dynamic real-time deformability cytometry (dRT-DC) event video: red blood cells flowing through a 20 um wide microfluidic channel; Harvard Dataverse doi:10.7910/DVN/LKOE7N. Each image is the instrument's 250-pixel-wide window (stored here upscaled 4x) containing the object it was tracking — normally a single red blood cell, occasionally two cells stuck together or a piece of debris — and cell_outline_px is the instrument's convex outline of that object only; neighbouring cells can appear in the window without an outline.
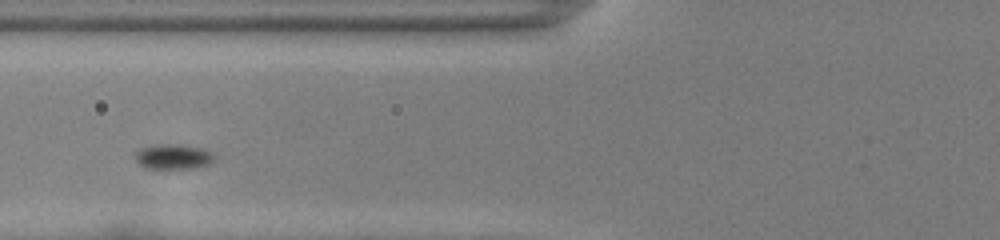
{"species": "common noctule bat (a hibernating species)", "species_latin": "Nyctalus noctula", "temperature_condition": "room temperature", "stored_images_in_passage": 41, "camera_frame_rate_fps": 3000, "um_per_image_px": 0.085, "animal": {"sex": "female", "body_mass_g": 22.0, "forearm_length_mm": 56.7}, "frame": {"image": 1, "passage_image": 7, "time_ms": 2.0, "image_size_px": [1000, 240], "cell_outline_px": [[216, 156], [208, 164], [196, 168], [164, 172], [160, 172], [144, 168], [136, 160], [136, 152], [140, 148], [160, 144], [176, 144], [200, 148], [212, 152]], "centroid_in_image_um": [14.7, 13.39], "position_along_channel_um": 111.1, "area_um2": 12.2}}
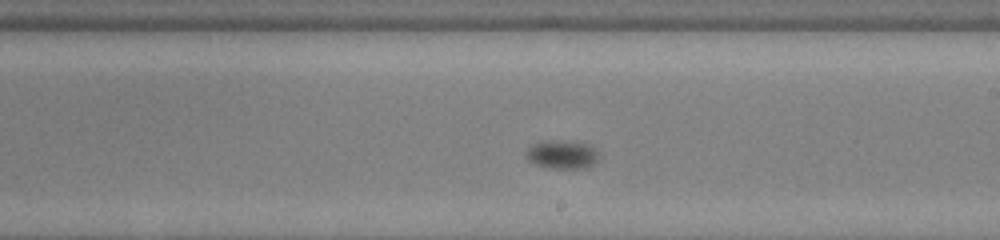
{"frame": {"image": 2, "passage_image": 18, "time_ms": 5.667, "image_size_px": [1000, 240], "cell_outline_px": [[596, 160], [592, 164], [584, 168], [552, 168], [536, 164], [528, 160], [524, 156], [528, 148], [532, 144], [544, 140], [560, 140], [584, 144], [592, 148], [596, 152]], "centroid_in_image_um": [47.68, 13.13], "position_along_channel_um": 241.3, "area_um2": 11.73}}
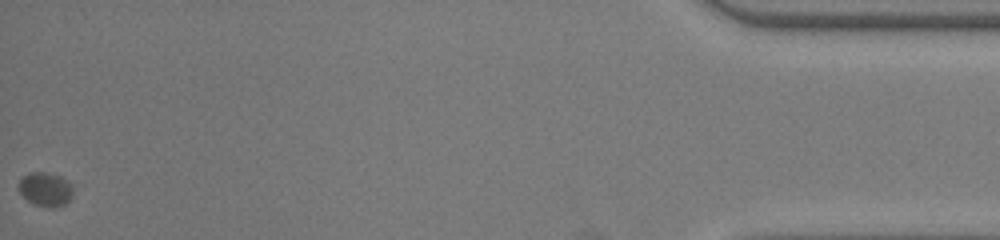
{"frame": {"image": 3, "passage_image": 41, "time_ms": 13.333, "image_size_px": [1000, 240], "cell_outline_px": [[72, 196], [64, 204], [52, 208], [48, 208], [36, 204], [28, 200], [20, 192], [20, 180], [24, 176], [32, 172], [44, 172], [60, 176], [72, 184]], "centroid_in_image_um": [3.9, 16.09], "position_along_channel_um": 431.3, "area_um2": 10.46}, "authors_computed_cell_mechanics": {"area_um2": 10.7508, "velocity_mm_per_s": 3.5615, "shape_relaxation_time_tau1_ms": 1.3986, "shape_relaxation_time_tau2_ms": null, "deformation_change_tau1": 0.1006, "deformation_change_tau2": null}}